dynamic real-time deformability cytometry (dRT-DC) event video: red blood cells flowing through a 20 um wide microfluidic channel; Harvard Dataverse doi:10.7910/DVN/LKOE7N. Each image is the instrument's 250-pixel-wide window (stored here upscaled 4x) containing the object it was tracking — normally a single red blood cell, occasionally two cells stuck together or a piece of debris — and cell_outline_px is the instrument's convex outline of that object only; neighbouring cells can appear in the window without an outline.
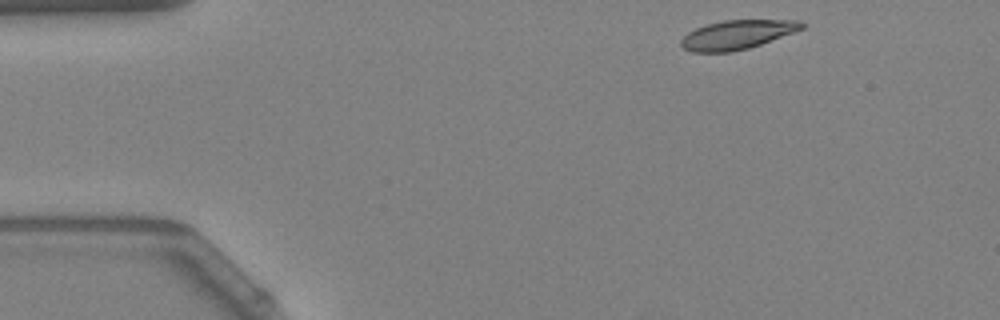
{"species": "Egyptian fruit bat (a non-hibernating species)", "species_latin": "Rousettus aegyptiacus", "temperature_condition": "warm", "stored_images_in_passage": 48, "camera_frame_rate_fps": 3000, "um_per_image_px": 0.085, "animal": {"sex": "female"}, "frame": {"image": 1, "passage_image": 1, "time_ms": 0.0, "image_size_px": [1000, 320], "cell_outline_px": [[808, 24], [804, 28], [760, 44], [748, 48], [732, 52], [692, 52], [684, 48], [680, 44], [680, 40], [688, 32], [696, 28], [708, 24], [724, 20], [800, 20]], "centroid_in_image_um": [62.66, 2.94], "position_along_channel_um": 22.3, "area_um2": 20.35}}
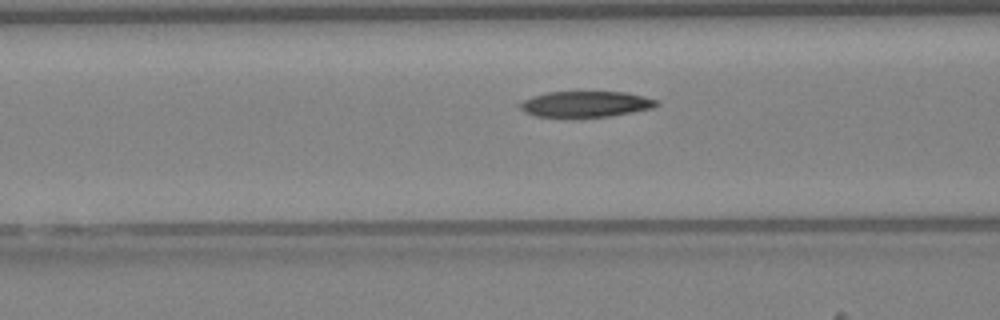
{"frame": {"image": 2, "passage_image": 15, "time_ms": 4.667, "image_size_px": [1000, 320], "cell_outline_px": [[660, 104], [652, 108], [632, 112], [608, 116], [536, 116], [524, 112], [516, 104], [532, 96], [548, 92], [628, 92], [660, 100]], "centroid_in_image_um": [49.8, 8.83], "position_along_channel_um": 116.8, "area_um2": 20.46}}
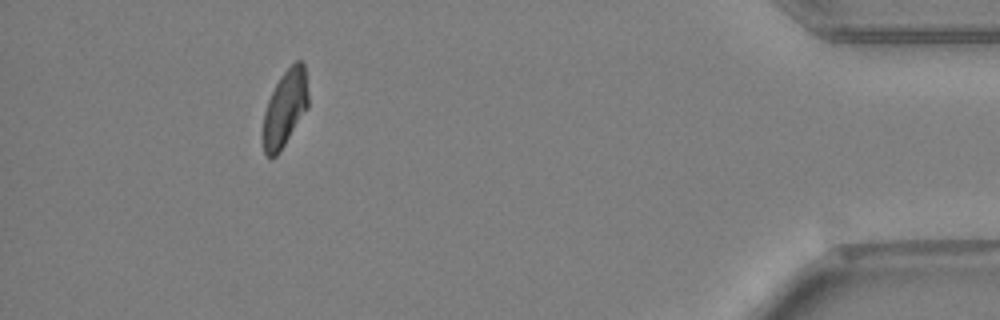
{"frame": {"image": 3, "passage_image": 43, "time_ms": 14.0, "image_size_px": [1000, 320], "cell_outline_px": [[308, 108], [280, 152], [276, 156], [268, 156], [264, 152], [260, 136], [264, 112], [268, 100], [280, 76], [296, 60], [300, 60], [304, 64], [308, 92]], "centroid_in_image_um": [24.19, 9.25], "position_along_channel_um": 411.0, "area_um2": 20.46}, "authors_computed_cell_mechanics": {"area_um2": 21.1837, "velocity_mm_per_s": 3.7771, "shape_relaxation_time_tau1_ms": 5.9585, "shape_relaxation_time_tau2_ms": 5.6914, "deformation_change_tau1": 0.1848, "deformation_change_tau2": 0.1241}}